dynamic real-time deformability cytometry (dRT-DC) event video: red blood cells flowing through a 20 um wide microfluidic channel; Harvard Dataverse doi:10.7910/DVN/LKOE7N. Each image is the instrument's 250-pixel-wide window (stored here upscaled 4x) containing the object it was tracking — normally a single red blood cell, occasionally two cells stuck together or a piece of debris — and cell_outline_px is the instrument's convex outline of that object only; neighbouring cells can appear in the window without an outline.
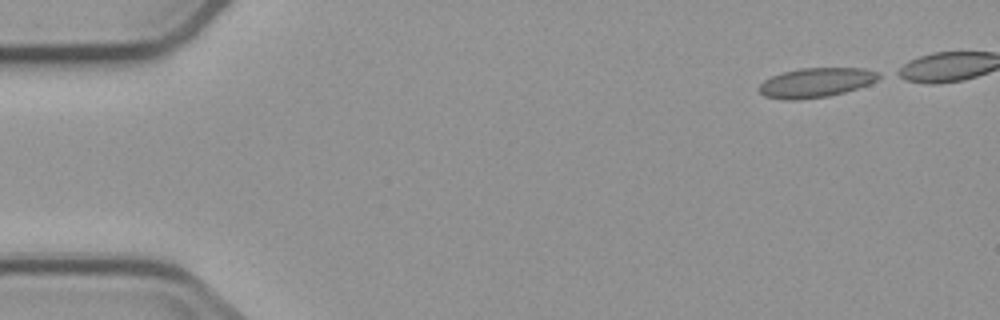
{"species": "common noctule bat (a hibernating species)", "species_latin": "Nyctalus noctula", "temperature_condition": "cold", "stored_images_in_passage": 8, "camera_frame_rate_fps": 3000, "um_per_image_px": 0.085, "animal": {"sex": "male", "body_mass_g": 23.1, "forearm_length_mm": 52.7}, "frame": {"image": 1, "passage_image": 1, "time_ms": 0.0, "image_size_px": [1000, 320], "cell_outline_px": [[884, 76], [868, 84], [844, 92], [828, 96], [800, 100], [784, 100], [764, 96], [756, 88], [764, 80], [772, 76], [784, 72], [800, 68], [864, 68], [880, 72]], "centroid_in_image_um": [69.35, 7.02], "position_along_channel_um": 15.7, "area_um2": 20.69}}
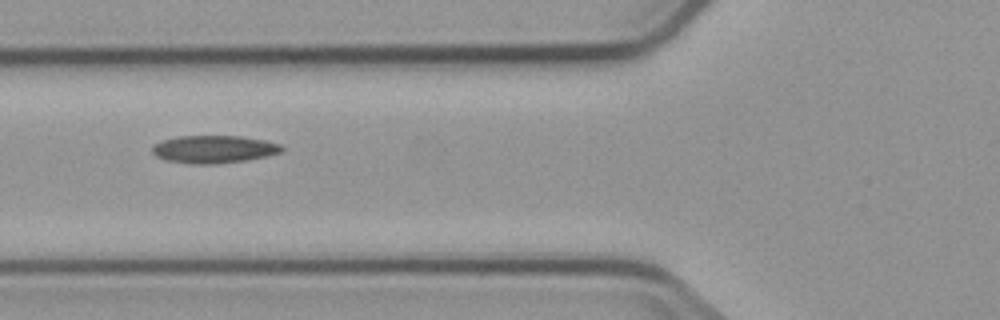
{"frame": {"image": 2, "passage_image": 6, "time_ms": 7.333, "image_size_px": [1000, 320], "cell_outline_px": [[284, 148], [280, 152], [248, 160], [216, 164], [196, 164], [164, 160], [156, 156], [152, 152], [152, 144], [164, 140], [180, 136], [240, 136], [264, 140], [280, 144]], "centroid_in_image_um": [18.15, 12.69], "position_along_channel_um": 107.6, "area_um2": 20.81}}
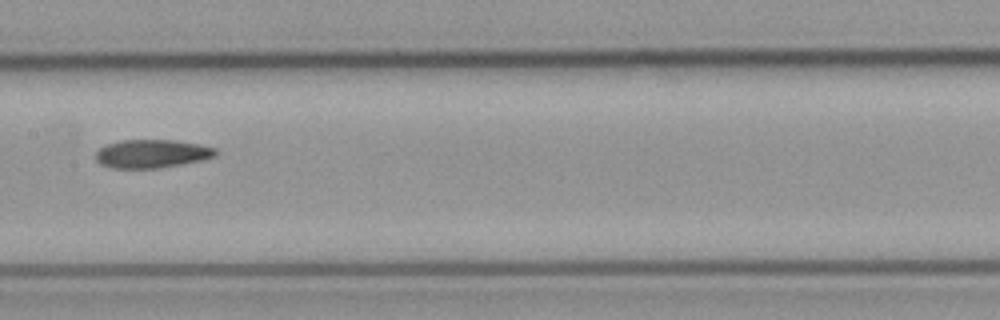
{"frame": {"image": 3, "passage_image": 8, "time_ms": 9.667, "image_size_px": [1000, 320], "cell_outline_px": [[220, 152], [216, 156], [200, 160], [180, 164], [156, 168], [112, 168], [100, 164], [96, 160], [96, 152], [104, 144], [120, 140], [176, 140], [200, 144], [216, 148]], "centroid_in_image_um": [12.91, 13.05], "position_along_channel_um": 194.5, "area_um2": 19.94}}